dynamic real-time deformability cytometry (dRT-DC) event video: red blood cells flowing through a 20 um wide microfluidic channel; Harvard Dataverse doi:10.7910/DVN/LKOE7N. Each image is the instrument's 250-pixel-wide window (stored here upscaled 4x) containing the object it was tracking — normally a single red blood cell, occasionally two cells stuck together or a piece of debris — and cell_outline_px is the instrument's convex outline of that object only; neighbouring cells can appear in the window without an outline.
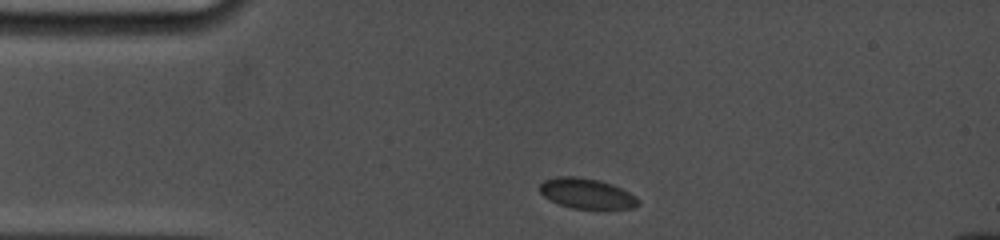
{"species": "common noctule bat (a hibernating species)", "species_latin": "Nyctalus noctula", "temperature_condition": "cold", "stored_images_in_passage": 10, "camera_frame_rate_fps": 5000, "um_per_image_px": 0.085, "animal": {"sex": "female", "body_mass_g": 19.0, "forearm_length_mm": 53.3}, "frame": {"image": 1, "passage_image": 1, "time_ms": 0.0, "image_size_px": [1000, 240], "cell_outline_px": [[640, 204], [632, 208], [572, 208], [560, 204], [544, 196], [540, 192], [540, 184], [544, 180], [560, 176], [576, 176], [600, 180], [612, 184], [636, 196], [640, 200]], "centroid_in_image_um": [49.88, 16.43], "position_along_channel_um": 35.1, "area_um2": 17.17}}
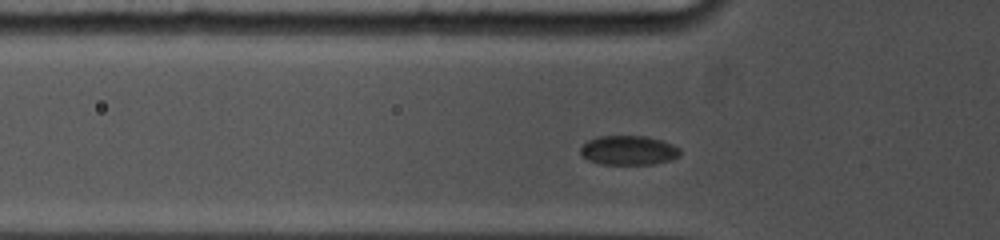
{"frame": {"image": 2, "passage_image": 6, "time_ms": 2.0, "image_size_px": [1000, 240], "cell_outline_px": [[680, 156], [672, 160], [652, 164], [600, 164], [588, 160], [580, 152], [580, 148], [588, 140], [596, 136], [648, 136], [664, 140], [680, 148]], "centroid_in_image_um": [53.46, 12.77], "position_along_channel_um": 72.3, "area_um2": 17.22}}
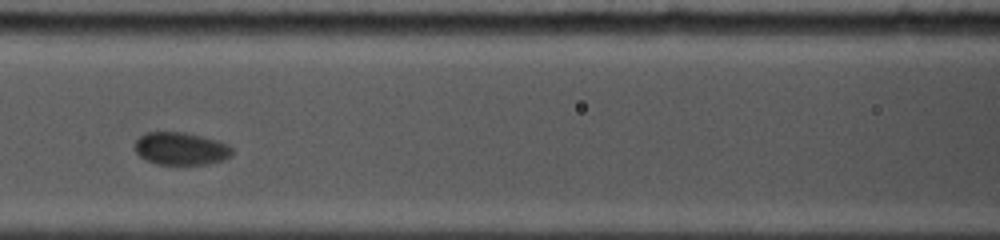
{"frame": {"image": 3, "passage_image": 9, "time_ms": 4.2, "image_size_px": [1000, 240], "cell_outline_px": [[232, 152], [224, 160], [208, 164], [156, 164], [144, 160], [136, 152], [136, 140], [140, 136], [148, 132], [184, 132], [204, 136], [228, 144], [232, 148]], "centroid_in_image_um": [15.37, 12.63], "position_along_channel_um": 151.2, "area_um2": 18.5}}